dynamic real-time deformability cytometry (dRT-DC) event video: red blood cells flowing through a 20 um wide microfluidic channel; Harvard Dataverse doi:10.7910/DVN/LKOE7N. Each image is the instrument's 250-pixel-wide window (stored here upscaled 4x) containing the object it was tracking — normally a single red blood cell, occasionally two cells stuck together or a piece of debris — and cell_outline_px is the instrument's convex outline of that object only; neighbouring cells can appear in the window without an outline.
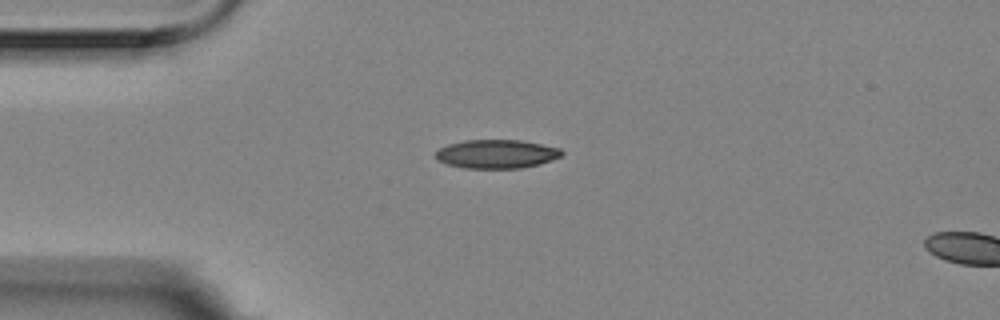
{"species": "Egyptian fruit bat (a non-hibernating species)", "species_latin": "Rousettus aegyptiacus", "temperature_condition": "room temperature", "stored_images_in_passage": 2, "camera_frame_rate_fps": 3000, "um_per_image_px": 0.085, "animal": {"sex": "female"}, "frame": {"image": 1, "passage_image": 1, "time_ms": 0.0, "image_size_px": [1000, 320], "cell_outline_px": [[564, 152], [560, 156], [552, 160], [540, 164], [520, 168], [464, 168], [448, 164], [436, 160], [436, 152], [440, 148], [448, 144], [464, 140], [520, 140], [560, 148]], "centroid_in_image_um": [42.2, 13.09], "position_along_channel_um": 42.8, "area_um2": 21.04}}